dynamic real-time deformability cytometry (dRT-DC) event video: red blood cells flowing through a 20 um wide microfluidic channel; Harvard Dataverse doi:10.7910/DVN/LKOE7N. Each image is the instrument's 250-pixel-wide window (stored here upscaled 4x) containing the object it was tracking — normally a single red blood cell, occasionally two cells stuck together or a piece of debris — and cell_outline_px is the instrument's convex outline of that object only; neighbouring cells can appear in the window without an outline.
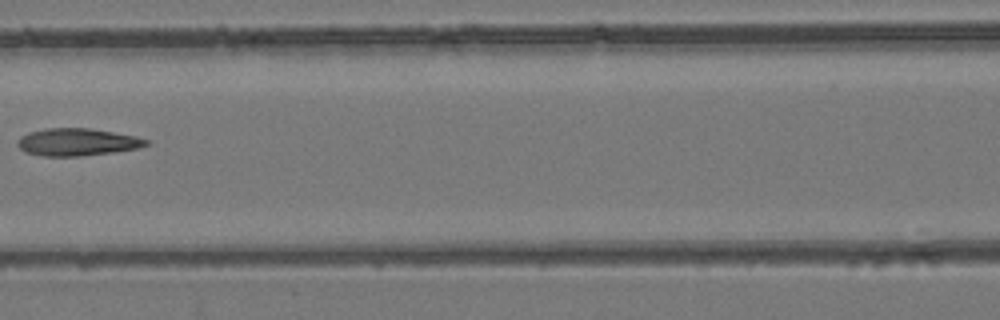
{"species": "common noctule bat (a hibernating species)", "species_latin": "Nyctalus noctula", "temperature_condition": "room temperature", "stored_images_in_passage": 6, "camera_frame_rate_fps": 3000, "um_per_image_px": 0.085, "animal": {"sex": "female", "body_mass_g": 24.6, "forearm_length_mm": 56.2}, "frame": {"image": 1, "passage_image": 4, "time_ms": 1.0, "image_size_px": [1000, 320], "cell_outline_px": [[152, 144], [136, 148], [112, 152], [80, 156], [44, 156], [24, 152], [16, 144], [16, 140], [20, 136], [28, 132], [44, 128], [88, 128], [136, 136], [148, 140]], "centroid_in_image_um": [6.52, 12.07], "position_along_channel_um": 160.1, "area_um2": 20.58}}
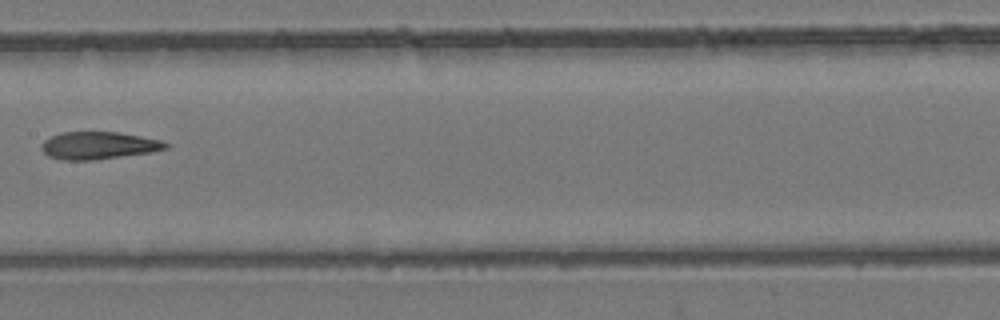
{"frame": {"image": 2, "passage_image": 5, "time_ms": 1.333, "image_size_px": [1000, 320], "cell_outline_px": [[168, 148], [148, 152], [92, 160], [64, 160], [48, 156], [40, 148], [40, 144], [44, 140], [60, 132], [116, 132], [140, 136], [160, 140], [168, 144]], "centroid_in_image_um": [8.31, 12.36], "position_along_channel_um": 199.1, "area_um2": 19.59}}
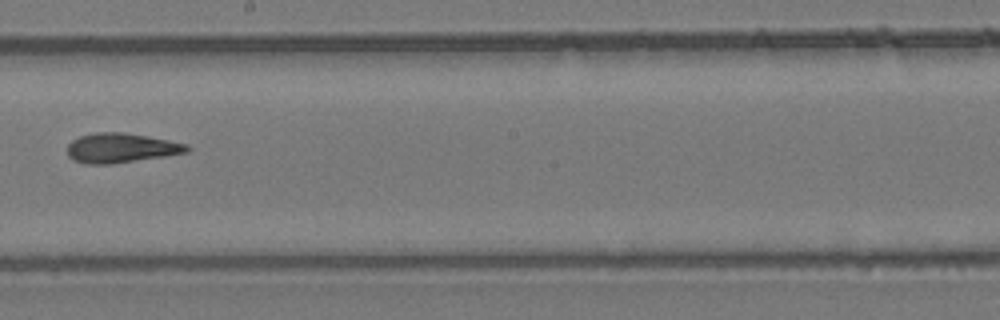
{"frame": {"image": 3, "passage_image": 6, "time_ms": 1.667, "image_size_px": [1000, 320], "cell_outline_px": [[192, 148], [188, 152], [164, 156], [112, 164], [84, 164], [72, 160], [68, 156], [68, 144], [72, 140], [80, 136], [96, 132], [124, 132], [148, 136], [188, 144]], "centroid_in_image_um": [10.28, 12.58], "position_along_channel_um": 237.9, "area_um2": 20.75}}